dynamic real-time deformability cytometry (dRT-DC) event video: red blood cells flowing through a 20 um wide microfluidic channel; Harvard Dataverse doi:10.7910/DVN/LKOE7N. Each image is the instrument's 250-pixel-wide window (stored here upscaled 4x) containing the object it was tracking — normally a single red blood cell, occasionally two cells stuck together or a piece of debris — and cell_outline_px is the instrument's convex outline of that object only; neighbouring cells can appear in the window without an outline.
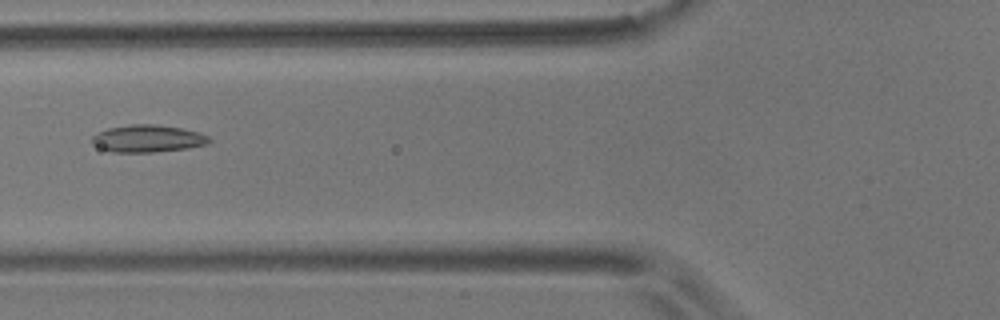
{"species": "common noctule bat (a hibernating species)", "species_latin": "Nyctalus noctula", "temperature_condition": "room temperature", "stored_images_in_passage": 3, "camera_frame_rate_fps": 3000, "um_per_image_px": 0.085, "animal": {"sex": "male", "body_mass_g": 17.9}, "frame": {"image": 1, "passage_image": 3, "time_ms": 2.0, "image_size_px": [1000, 320], "cell_outline_px": [[212, 140], [208, 144], [188, 148], [152, 152], [112, 152], [100, 148], [92, 144], [92, 136], [108, 128], [128, 124], [156, 124], [180, 128], [196, 132], [208, 136]], "centroid_in_image_um": [12.55, 11.78], "position_along_channel_um": 113.3, "area_um2": 18.55}}